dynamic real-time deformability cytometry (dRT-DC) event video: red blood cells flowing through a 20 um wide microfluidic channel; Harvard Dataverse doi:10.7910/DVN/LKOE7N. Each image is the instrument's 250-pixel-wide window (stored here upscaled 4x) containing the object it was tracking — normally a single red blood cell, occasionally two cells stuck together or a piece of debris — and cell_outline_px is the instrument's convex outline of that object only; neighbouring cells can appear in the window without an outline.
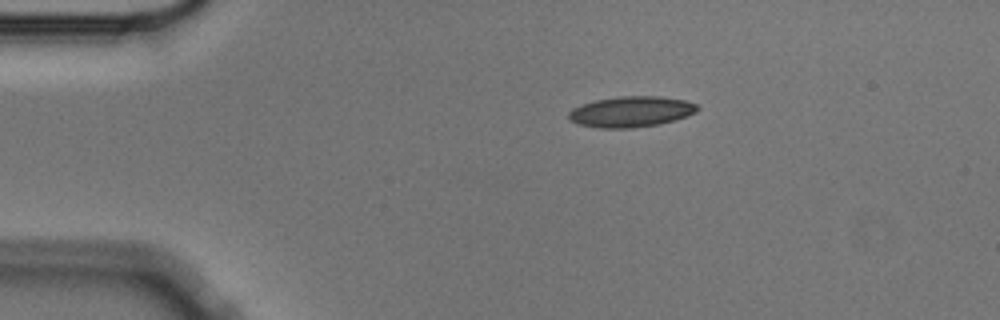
{"species": "Egyptian fruit bat (a non-hibernating species)", "species_latin": "Rousettus aegyptiacus", "temperature_condition": "cold", "stored_images_in_passage": 7, "camera_frame_rate_fps": 3000, "um_per_image_px": 0.085, "animal": {"sex": "male"}, "frame": {"image": 1, "passage_image": 1, "time_ms": 0.0, "image_size_px": [1000, 320], "cell_outline_px": [[700, 108], [696, 112], [688, 116], [676, 120], [660, 124], [632, 128], [596, 128], [576, 124], [568, 120], [568, 112], [572, 108], [596, 100], [620, 96], [660, 96], [684, 100], [696, 104]], "centroid_in_image_um": [53.63, 9.51], "position_along_channel_um": 31.4, "area_um2": 23.29}}
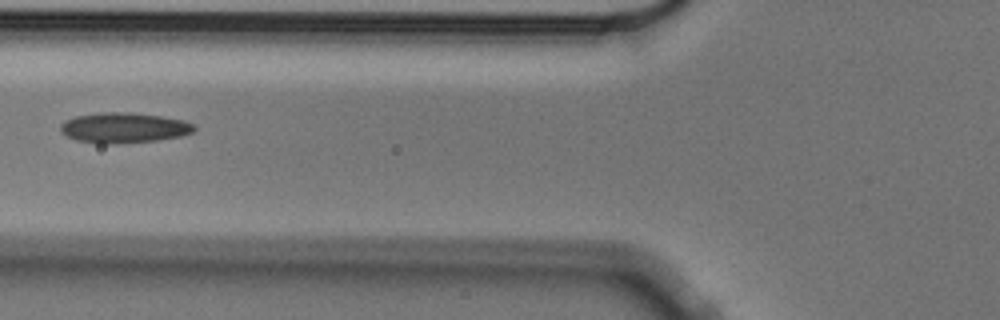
{"frame": {"image": 2, "passage_image": 4, "time_ms": 1.0, "image_size_px": [1000, 320], "cell_outline_px": [[196, 128], [192, 132], [180, 136], [156, 140], [116, 144], [100, 144], [76, 140], [60, 132], [60, 124], [64, 120], [76, 116], [100, 112], [128, 112], [160, 116], [184, 120], [192, 124]], "centroid_in_image_um": [10.48, 10.86], "position_along_channel_um": 115.3, "area_um2": 23.64}}
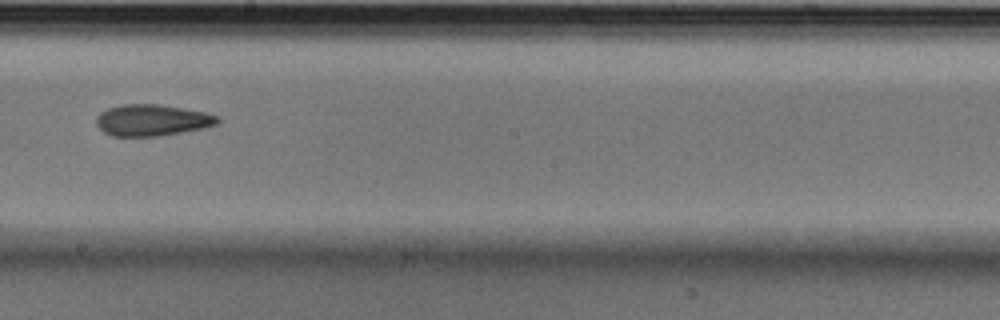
{"frame": {"image": 3, "passage_image": 7, "time_ms": 2.0, "image_size_px": [1000, 320], "cell_outline_px": [[220, 120], [216, 124], [204, 128], [160, 136], [112, 136], [104, 132], [96, 124], [96, 116], [100, 112], [108, 108], [120, 104], [156, 104], [204, 112], [220, 116]], "centroid_in_image_um": [12.91, 10.22], "position_along_channel_um": 235.3, "area_um2": 22.2}}